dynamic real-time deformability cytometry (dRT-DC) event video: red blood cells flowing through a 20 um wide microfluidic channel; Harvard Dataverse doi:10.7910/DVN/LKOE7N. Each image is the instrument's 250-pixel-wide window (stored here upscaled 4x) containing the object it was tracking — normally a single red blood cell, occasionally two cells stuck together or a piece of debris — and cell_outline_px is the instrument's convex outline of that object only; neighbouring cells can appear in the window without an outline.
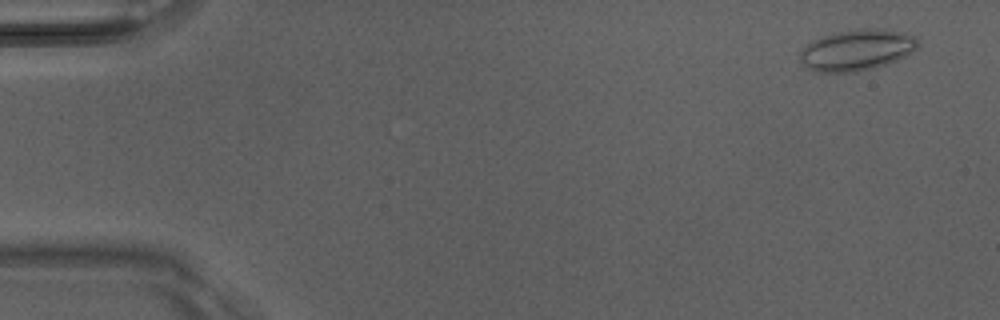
{"species": "Egyptian fruit bat (a non-hibernating species)", "species_latin": "Rousettus aegyptiacus", "temperature_condition": "room temperature", "stored_images_in_passage": 4, "camera_frame_rate_fps": 3000, "um_per_image_px": 0.085, "animal": {"sex": "male"}, "frame": {"image": 1, "passage_image": 1, "time_ms": 0.0, "image_size_px": [1000, 320], "cell_outline_px": [[920, 44], [912, 52], [888, 64], [876, 68], [856, 72], [812, 72], [804, 68], [800, 60], [800, 52], [808, 44], [824, 36], [836, 32], [856, 28], [880, 28], [908, 32]], "centroid_in_image_um": [72.83, 4.26], "position_along_channel_um": 12.2, "area_um2": 28.55}}